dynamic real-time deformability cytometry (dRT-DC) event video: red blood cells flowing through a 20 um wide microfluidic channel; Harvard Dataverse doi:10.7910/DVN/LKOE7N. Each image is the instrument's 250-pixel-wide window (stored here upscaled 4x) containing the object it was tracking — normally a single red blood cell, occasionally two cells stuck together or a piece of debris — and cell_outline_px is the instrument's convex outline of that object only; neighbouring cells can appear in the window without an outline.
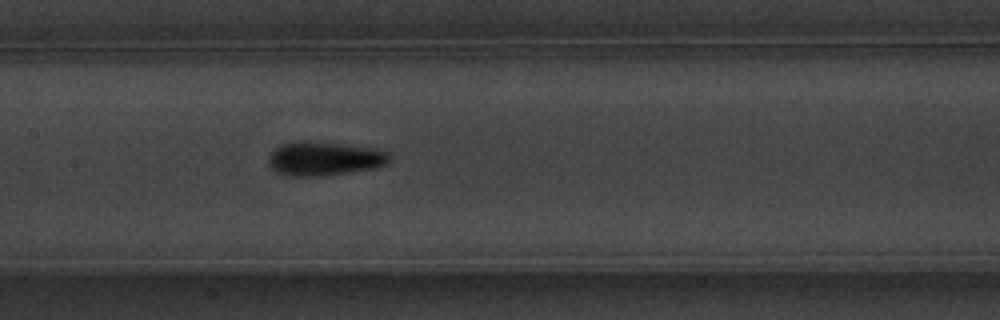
{"species": "common noctule bat (a hibernating species)", "species_latin": "Nyctalus noctula", "temperature_condition": "warm", "stored_images_in_passage": 38, "camera_frame_rate_fps": 3000, "um_per_image_px": 0.085, "animal": {"sex": "male", "body_mass_g": 20.1, "forearm_length_mm": 53.5}, "frame": {"image": 1, "passage_image": 14, "time_ms": 4.333, "image_size_px": [1000, 320], "cell_outline_px": [[388, 164], [376, 168], [324, 176], [280, 176], [268, 164], [268, 160], [272, 152], [280, 144], [296, 140], [340, 144], [380, 148], [388, 156]], "centroid_in_image_um": [27.53, 13.49], "position_along_channel_um": 179.9, "area_um2": 24.1}}
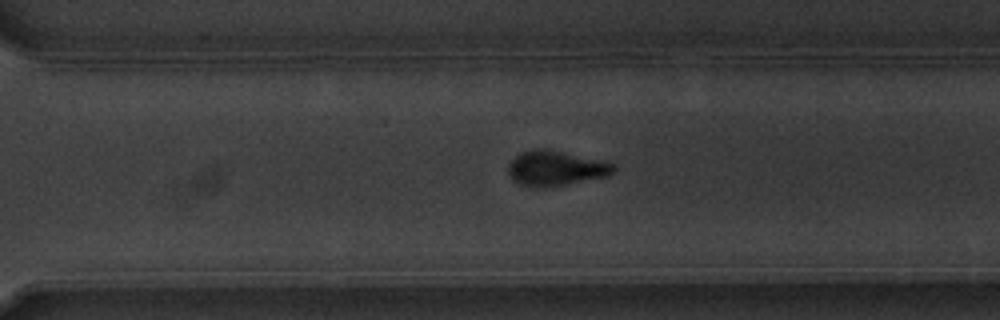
{"frame": {"image": 2, "passage_image": 26, "time_ms": 8.333, "image_size_px": [1000, 320], "cell_outline_px": [[616, 168], [608, 176], [544, 188], [536, 188], [520, 184], [512, 180], [508, 176], [508, 164], [520, 152], [536, 148], [544, 148], [600, 160], [616, 164]], "centroid_in_image_um": [47.19, 14.31], "position_along_channel_um": 323.4, "area_um2": 21.5}}
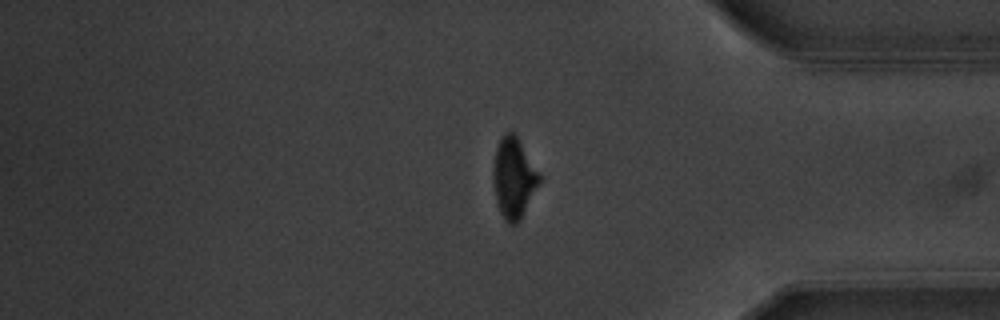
{"frame": {"image": 3, "passage_image": 33, "time_ms": 10.667, "image_size_px": [1000, 320], "cell_outline_px": [[540, 184], [520, 220], [516, 224], [508, 224], [504, 220], [500, 212], [496, 200], [492, 180], [492, 172], [496, 148], [500, 136], [504, 132], [512, 132], [516, 136], [540, 172]], "centroid_in_image_um": [43.66, 15.13], "position_along_channel_um": 391.5, "area_um2": 21.85}}